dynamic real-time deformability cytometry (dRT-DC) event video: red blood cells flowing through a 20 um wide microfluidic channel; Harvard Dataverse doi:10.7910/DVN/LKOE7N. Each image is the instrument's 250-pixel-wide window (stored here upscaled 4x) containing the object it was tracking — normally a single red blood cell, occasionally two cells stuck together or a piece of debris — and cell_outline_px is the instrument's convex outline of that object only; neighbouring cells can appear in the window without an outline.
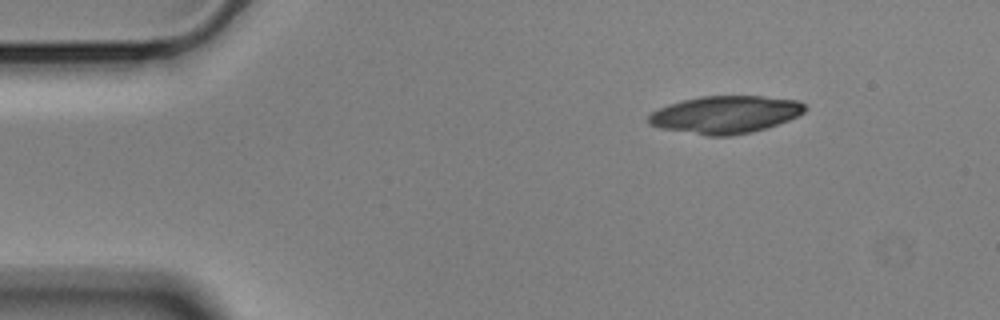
{"species": "Egyptian fruit bat (a non-hibernating species)", "species_latin": "Rousettus aegyptiacus", "temperature_condition": "cold", "stored_images_in_passage": 49, "camera_frame_rate_fps": 3000, "um_per_image_px": 0.085, "animal": {"sex": "male"}, "frame": {"image": 1, "passage_image": 1, "time_ms": 0.0, "image_size_px": [1000, 320], "cell_outline_px": [[808, 108], [804, 112], [788, 120], [764, 128], [732, 136], [708, 136], [660, 128], [648, 124], [648, 116], [652, 112], [668, 104], [700, 96], [760, 96], [800, 100]], "centroid_in_image_um": [61.65, 9.73], "position_along_channel_um": 23.4, "area_um2": 34.04}}